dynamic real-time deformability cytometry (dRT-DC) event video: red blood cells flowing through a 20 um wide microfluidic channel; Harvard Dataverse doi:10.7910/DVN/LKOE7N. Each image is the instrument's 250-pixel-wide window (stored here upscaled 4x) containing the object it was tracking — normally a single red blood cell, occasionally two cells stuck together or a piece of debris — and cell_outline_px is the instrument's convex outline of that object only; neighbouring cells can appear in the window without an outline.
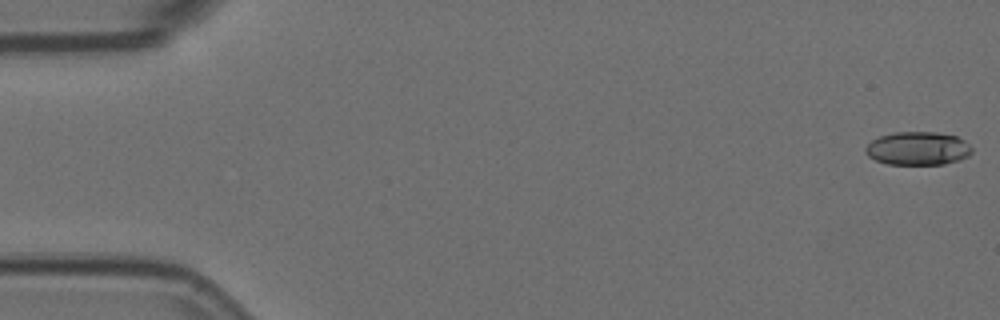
{"species": "Egyptian fruit bat (a non-hibernating species)", "species_latin": "Rousettus aegyptiacus", "temperature_condition": "room temperature", "stored_images_in_passage": 5, "camera_frame_rate_fps": 3000, "um_per_image_px": 0.085, "animal": {"sex": "female"}, "frame": {"image": 1, "passage_image": 1, "time_ms": 0.0, "image_size_px": [1000, 320], "cell_outline_px": [[972, 152], [968, 156], [944, 164], [888, 164], [876, 160], [868, 156], [864, 152], [864, 148], [872, 140], [880, 136], [892, 132], [936, 132], [956, 136], [964, 140], [972, 148]], "centroid_in_image_um": [77.99, 12.61], "position_along_channel_um": 7.0, "area_um2": 20.63}}
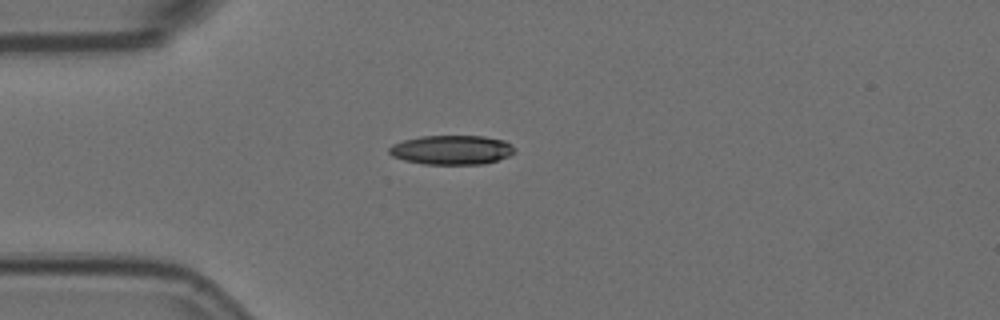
{"frame": {"image": 2, "passage_image": 5, "time_ms": 1.333, "image_size_px": [1000, 320], "cell_outline_px": [[516, 152], [508, 156], [484, 164], [424, 164], [404, 160], [392, 156], [388, 152], [388, 148], [392, 144], [404, 140], [420, 136], [484, 136], [504, 140], [516, 148]], "centroid_in_image_um": [38.39, 12.74], "position_along_channel_um": 46.6, "area_um2": 21.5}}